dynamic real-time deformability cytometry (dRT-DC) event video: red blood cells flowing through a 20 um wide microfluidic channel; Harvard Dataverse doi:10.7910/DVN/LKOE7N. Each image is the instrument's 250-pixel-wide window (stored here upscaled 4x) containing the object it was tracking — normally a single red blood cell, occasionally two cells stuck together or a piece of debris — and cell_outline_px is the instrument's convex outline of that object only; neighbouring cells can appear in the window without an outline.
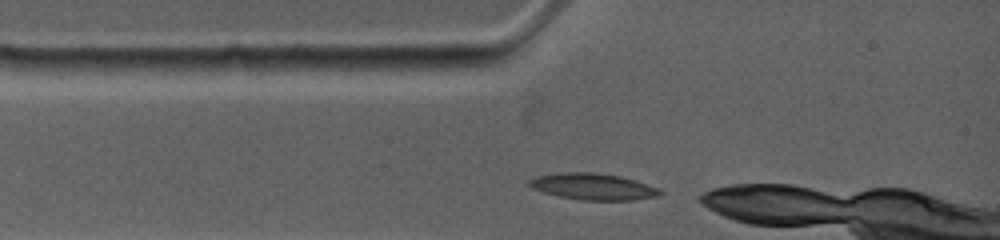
{"species": "common noctule bat (a hibernating species)", "species_latin": "Nyctalus noctula", "temperature_condition": "warm", "stored_images_in_passage": 10, "camera_frame_rate_fps": 4500, "um_per_image_px": 0.085, "animal": {"sex": "female", "body_mass_g": 19.0, "forearm_length_mm": 53.3}, "frame": {"image": 1, "passage_image": 1, "time_ms": 0.0, "image_size_px": [1000, 240], "cell_outline_px": [[664, 192], [656, 196], [632, 200], [580, 200], [556, 196], [532, 188], [528, 184], [528, 180], [536, 176], [560, 172], [592, 172], [620, 176], [636, 180], [656, 188]], "centroid_in_image_um": [50.36, 15.86], "position_along_channel_um": 34.6, "area_um2": 20.11}}